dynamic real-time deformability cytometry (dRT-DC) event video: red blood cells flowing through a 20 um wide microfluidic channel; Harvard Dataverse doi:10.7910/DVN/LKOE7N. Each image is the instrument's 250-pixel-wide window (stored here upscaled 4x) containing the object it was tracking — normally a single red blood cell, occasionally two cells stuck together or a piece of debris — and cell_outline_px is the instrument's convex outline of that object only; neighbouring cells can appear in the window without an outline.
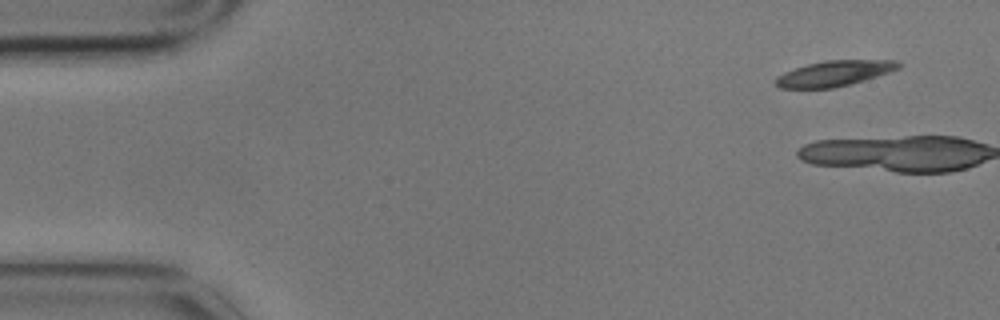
{"species": "common noctule bat (a hibernating species)", "species_latin": "Nyctalus noctula", "temperature_condition": "cold", "stored_images_in_passage": 3, "camera_frame_rate_fps": 3000, "um_per_image_px": 0.085, "animal": {"sex": "male", "body_mass_g": 17.9}, "frame": {"image": 1, "passage_image": 1, "time_ms": 0.0, "image_size_px": [1000, 320], "cell_outline_px": [[900, 68], [864, 80], [832, 88], [780, 88], [772, 80], [776, 76], [784, 72], [808, 64], [828, 60], [896, 60], [900, 64]], "centroid_in_image_um": [70.87, 6.24], "position_along_channel_um": 14.1, "area_um2": 18.03}}